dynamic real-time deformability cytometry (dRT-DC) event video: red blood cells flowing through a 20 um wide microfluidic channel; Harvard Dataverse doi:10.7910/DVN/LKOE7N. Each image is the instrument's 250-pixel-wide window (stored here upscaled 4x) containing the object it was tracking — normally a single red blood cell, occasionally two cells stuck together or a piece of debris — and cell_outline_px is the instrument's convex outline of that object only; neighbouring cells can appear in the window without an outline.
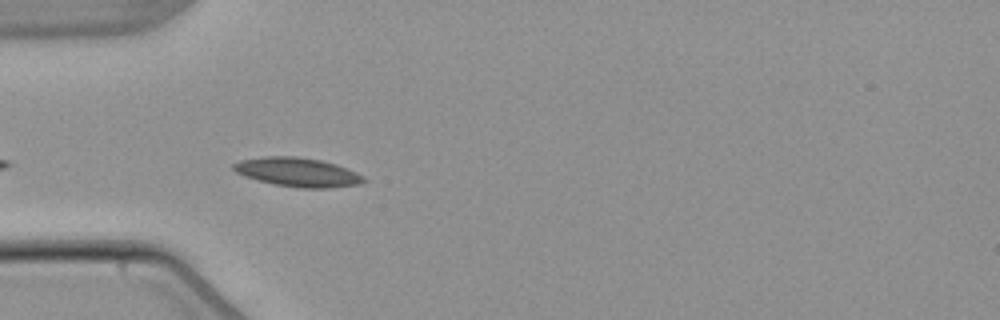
{"species": "common noctule bat (a hibernating species)", "species_latin": "Nyctalus noctula", "temperature_condition": "warm", "stored_images_in_passage": 7, "camera_frame_rate_fps": 3000, "um_per_image_px": 0.085, "animal": {"sex": "male", "body_mass_g": 21.5, "forearm_length_mm": 52.0}, "frame": {"image": 1, "passage_image": 5, "time_ms": 5.0, "image_size_px": [1000, 320], "cell_outline_px": [[368, 180], [360, 184], [332, 188], [300, 188], [276, 184], [256, 180], [244, 176], [236, 172], [232, 168], [232, 164], [240, 160], [264, 156], [296, 156], [320, 160], [336, 164], [356, 172], [364, 176]], "centroid_in_image_um": [25.31, 14.64], "position_along_channel_um": 59.7, "area_um2": 22.14}}